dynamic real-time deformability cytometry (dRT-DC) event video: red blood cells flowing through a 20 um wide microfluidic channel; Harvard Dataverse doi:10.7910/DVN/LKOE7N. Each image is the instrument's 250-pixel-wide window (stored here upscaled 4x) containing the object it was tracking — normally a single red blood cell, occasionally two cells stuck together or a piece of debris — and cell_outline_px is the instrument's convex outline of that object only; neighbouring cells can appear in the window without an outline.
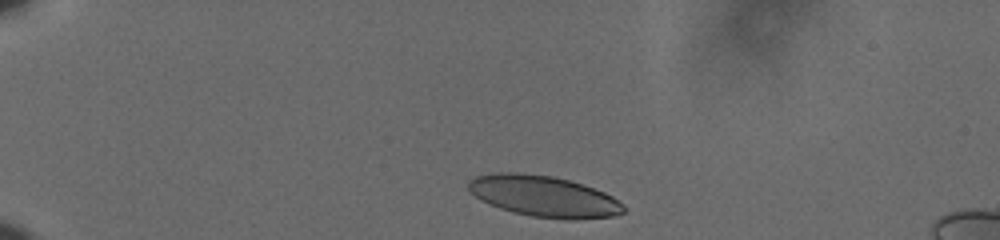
{"species": "human", "species_latin": "Homo sapiens", "temperature_condition": "cold", "stored_images_in_passage": 40, "camera_frame_rate_fps": 3000, "um_per_image_px": 0.085, "donor": {"sex": "male"}, "frame": {"image": 1, "passage_image": 1, "time_ms": 0.0, "image_size_px": [1000, 240], "cell_outline_px": [[624, 212], [612, 216], [576, 220], [568, 220], [532, 216], [512, 212], [500, 208], [480, 200], [468, 188], [468, 180], [476, 176], [496, 172], [520, 172], [552, 176], [568, 180], [604, 192], [612, 196], [624, 204]], "centroid_in_image_um": [46.21, 16.68], "position_along_channel_um": 38.8, "area_um2": 37.11}}
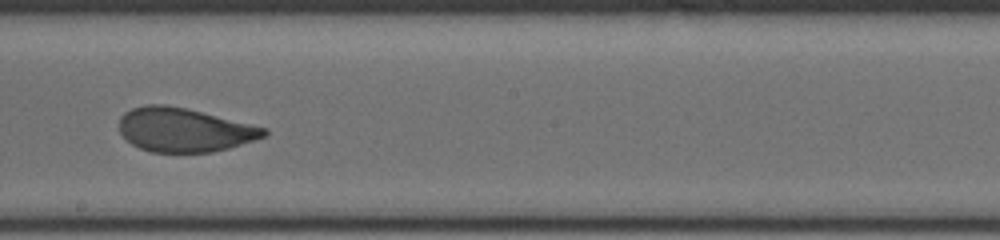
{"frame": {"image": 2, "passage_image": 23, "time_ms": 7.333, "image_size_px": [1000, 240], "cell_outline_px": [[268, 136], [228, 148], [212, 152], [152, 152], [140, 148], [132, 144], [120, 132], [120, 116], [124, 112], [132, 108], [144, 104], [164, 104], [184, 108], [268, 128]], "centroid_in_image_um": [15.66, 11.04], "position_along_channel_um": 232.5, "area_um2": 36.88}}
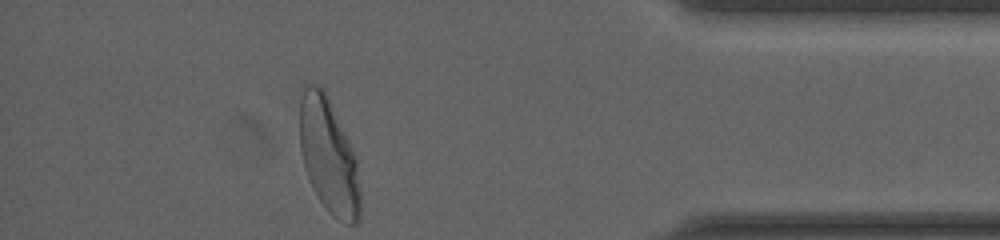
{"frame": {"image": 3, "passage_image": 40, "time_ms": 13.0, "image_size_px": [1000, 240], "cell_outline_px": [[360, 220], [356, 224], [344, 224], [332, 216], [328, 212], [316, 196], [312, 188], [304, 168], [300, 148], [300, 100], [304, 80], [320, 84], [324, 88], [356, 156], [360, 188]], "centroid_in_image_um": [27.92, 13.24], "position_along_channel_um": 407.3, "area_um2": 41.44}, "authors_computed_cell_mechanics": {"area_um2": 37.9457, "velocity_mm_per_s": 3.6182, "shape_relaxation_time_tau1_ms": 6.1073, "shape_relaxation_time_tau2_ms": 0.9435, "deformation_change_tau1": 0.1926, "deformation_change_tau2": 0.0688}}